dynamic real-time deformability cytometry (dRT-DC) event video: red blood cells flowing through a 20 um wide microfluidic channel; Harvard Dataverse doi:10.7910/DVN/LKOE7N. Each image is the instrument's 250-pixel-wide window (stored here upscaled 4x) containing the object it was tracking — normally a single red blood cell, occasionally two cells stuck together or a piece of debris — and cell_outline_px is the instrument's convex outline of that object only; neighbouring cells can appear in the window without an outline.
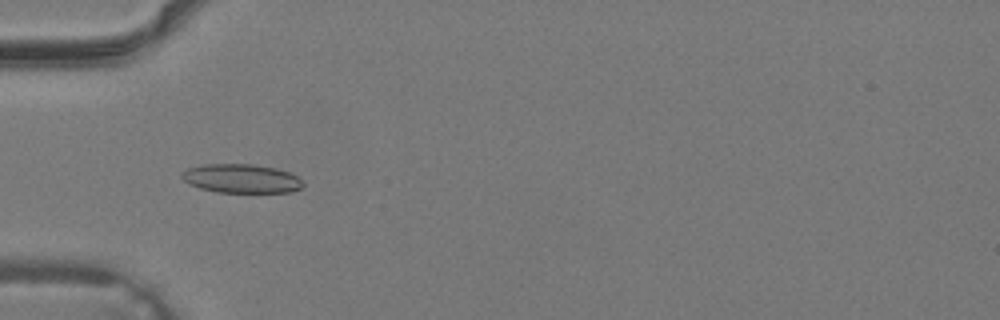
{"species": "common noctule bat (a hibernating species)", "species_latin": "Nyctalus noctula", "temperature_condition": "warm", "stored_images_in_passage": 39, "camera_frame_rate_fps": 3000, "um_per_image_px": 0.085, "animal": {"sex": "male", "body_mass_g": 19.2, "forearm_length_mm": 51.8}, "frame": {"image": 1, "passage_image": 13, "time_ms": 4.0, "image_size_px": [1000, 320], "cell_outline_px": [[304, 184], [300, 188], [292, 192], [216, 192], [200, 188], [188, 184], [180, 176], [180, 172], [188, 168], [204, 164], [252, 164], [276, 168], [292, 172]], "centroid_in_image_um": [20.49, 15.17], "position_along_channel_um": 64.5, "area_um2": 20.52}}
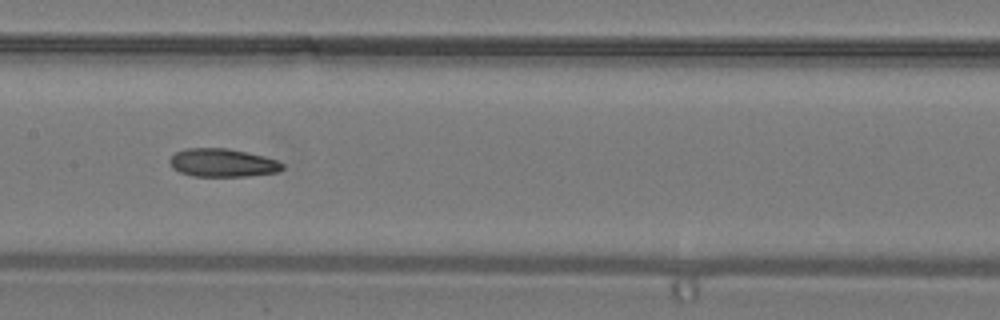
{"frame": {"image": 2, "passage_image": 20, "time_ms": 6.333, "image_size_px": [1000, 320], "cell_outline_px": [[284, 168], [280, 172], [248, 176], [192, 176], [180, 172], [172, 168], [168, 160], [176, 152], [188, 148], [228, 148], [248, 152], [264, 156], [276, 160], [284, 164]], "centroid_in_image_um": [18.93, 13.84], "position_along_channel_um": 188.5, "area_um2": 18.67}}
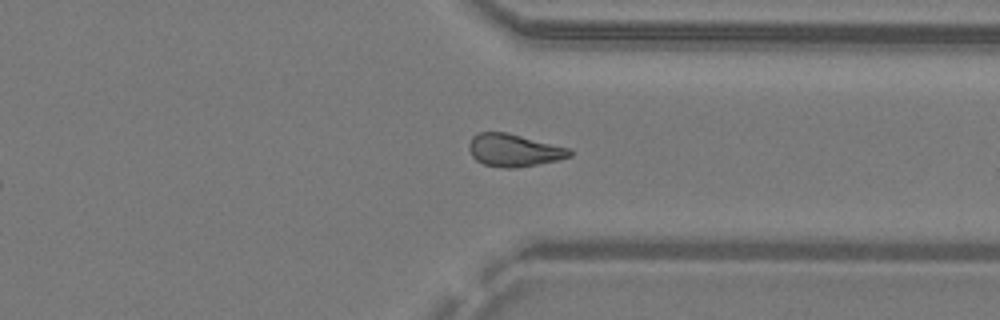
{"frame": {"image": 3, "passage_image": 30, "time_ms": 9.667, "image_size_px": [1000, 320], "cell_outline_px": [[572, 156], [560, 160], [516, 168], [504, 168], [484, 164], [476, 160], [472, 156], [468, 148], [468, 144], [472, 136], [480, 132], [508, 132], [572, 148]], "centroid_in_image_um": [43.72, 12.76], "position_along_channel_um": 367.7, "area_um2": 19.48}}